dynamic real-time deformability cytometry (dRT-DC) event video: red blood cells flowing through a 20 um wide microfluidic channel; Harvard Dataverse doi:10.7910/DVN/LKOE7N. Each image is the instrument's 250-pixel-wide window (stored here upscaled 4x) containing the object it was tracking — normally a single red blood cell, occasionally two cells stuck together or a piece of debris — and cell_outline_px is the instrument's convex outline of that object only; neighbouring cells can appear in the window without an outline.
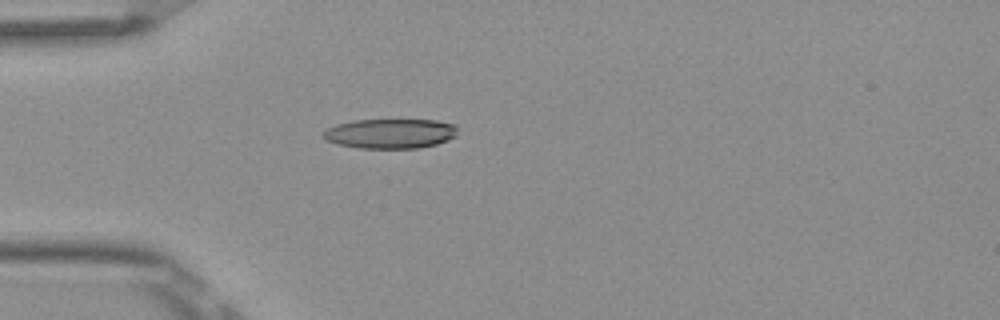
{"species": "Egyptian fruit bat (a non-hibernating species)", "species_latin": "Rousettus aegyptiacus", "temperature_condition": "room temperature", "stored_images_in_passage": 1, "camera_frame_rate_fps": 3000, "um_per_image_px": 0.085, "frame": {"image": 1, "passage_image": 1, "time_ms": 0.0, "image_size_px": [1000, 320], "cell_outline_px": [[456, 136], [448, 140], [436, 144], [420, 148], [360, 148], [336, 144], [320, 136], [328, 128], [336, 124], [352, 120], [436, 120], [456, 124]], "centroid_in_image_um": [33.18, 11.35], "position_along_channel_um": 51.8, "area_um2": 23.35}}